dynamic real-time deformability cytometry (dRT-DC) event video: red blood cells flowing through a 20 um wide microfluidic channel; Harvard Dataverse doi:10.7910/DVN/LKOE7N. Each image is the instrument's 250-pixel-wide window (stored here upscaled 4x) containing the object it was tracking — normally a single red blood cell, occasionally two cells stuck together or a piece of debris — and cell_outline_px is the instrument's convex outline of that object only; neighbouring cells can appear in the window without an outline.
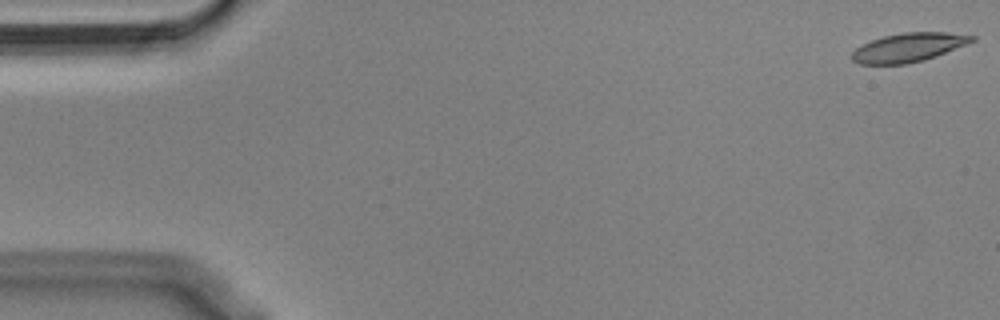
{"species": "Egyptian fruit bat (a non-hibernating species)", "species_latin": "Rousettus aegyptiacus", "temperature_condition": "cold", "stored_images_in_passage": 55, "camera_frame_rate_fps": 3000, "um_per_image_px": 0.085, "animal": {"sex": "male"}, "frame": {"image": 1, "passage_image": 1, "time_ms": 0.0, "image_size_px": [1000, 320], "cell_outline_px": [[976, 40], [968, 44], [936, 56], [924, 60], [908, 64], [860, 64], [852, 60], [852, 52], [856, 48], [872, 40], [884, 36], [904, 32], [948, 32], [976, 36]], "centroid_in_image_um": [77.27, 4.03], "position_along_channel_um": 7.7, "area_um2": 20.17}}
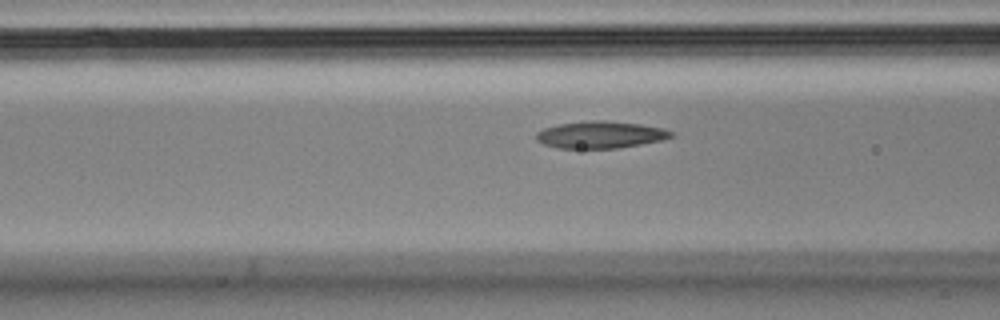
{"frame": {"image": 2, "passage_image": 21, "time_ms": 6.667, "image_size_px": [1000, 320], "cell_outline_px": [[672, 136], [660, 140], [640, 144], [616, 148], [556, 148], [544, 144], [536, 140], [536, 132], [544, 128], [560, 124], [588, 120], [604, 120], [640, 124], [664, 128], [672, 132]], "centroid_in_image_um": [50.99, 11.44], "position_along_channel_um": 115.6, "area_um2": 21.1}}
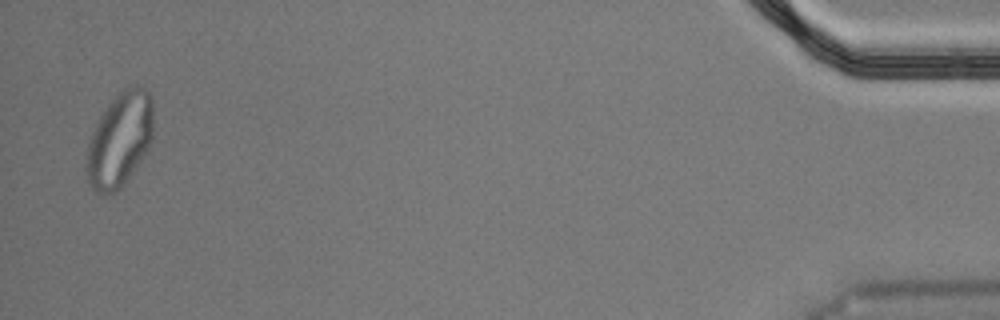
{"frame": {"image": 3, "passage_image": 54, "time_ms": 17.667, "image_size_px": [1000, 320], "cell_outline_px": [[152, 144], [124, 184], [120, 188], [104, 196], [100, 196], [92, 188], [88, 180], [84, 168], [88, 144], [92, 132], [100, 116], [108, 104], [124, 88], [132, 84], [140, 84], [152, 92]], "centroid_in_image_um": [10.18, 11.86], "position_along_channel_um": 425.0, "area_um2": 37.28}, "authors_computed_cell_mechanics": {"area_um2": 21.2704, "velocity_mm_per_s": 3.6122, "shape_relaxation_time_tau1_ms": null, "shape_relaxation_time_tau2_ms": 1.7373, "deformation_change_tau1": null, "deformation_change_tau2": 0.0795}}